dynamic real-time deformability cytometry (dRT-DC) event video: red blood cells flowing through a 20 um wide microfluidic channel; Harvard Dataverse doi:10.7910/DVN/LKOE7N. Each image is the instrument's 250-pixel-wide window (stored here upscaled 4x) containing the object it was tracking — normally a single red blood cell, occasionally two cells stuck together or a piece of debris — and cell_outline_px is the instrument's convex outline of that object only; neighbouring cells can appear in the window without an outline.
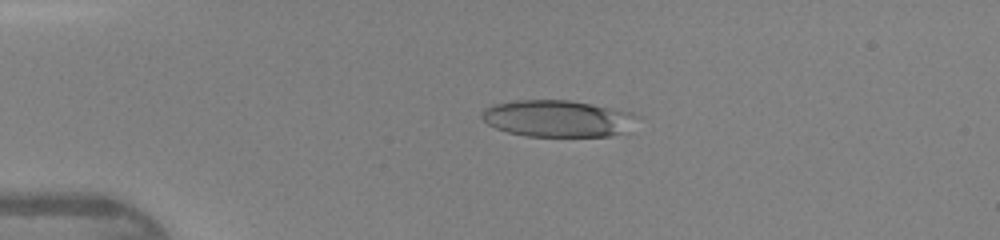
{"species": "human", "species_latin": "Homo sapiens", "temperature_condition": "warm", "stored_images_in_passage": 46, "camera_frame_rate_fps": 3000, "um_per_image_px": 0.085, "donor": {"sex": "female"}, "frame": {"image": 1, "passage_image": 11, "time_ms": 3.333, "image_size_px": [1000, 240], "cell_outline_px": [[640, 116], [620, 132], [612, 136], [528, 136], [508, 132], [496, 128], [488, 124], [480, 116], [480, 112], [484, 108], [492, 104], [516, 100], [568, 100], [592, 104], [632, 112]], "centroid_in_image_um": [47.32, 10.06], "position_along_channel_um": 37.7, "area_um2": 33.0}}
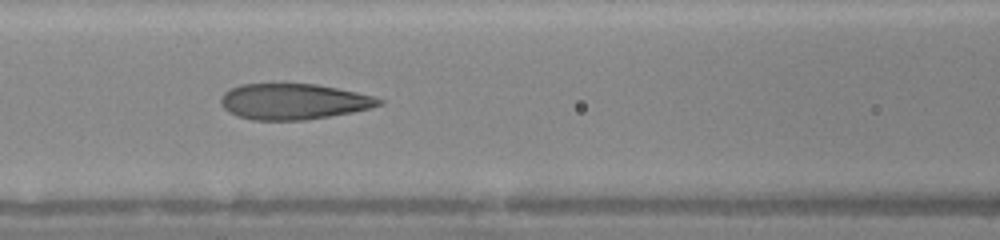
{"frame": {"image": 2, "passage_image": 21, "time_ms": 6.667, "image_size_px": [1000, 240], "cell_outline_px": [[384, 104], [372, 108], [352, 112], [304, 120], [252, 120], [236, 116], [228, 112], [220, 104], [220, 100], [224, 92], [240, 84], [316, 84], [356, 92], [372, 96], [384, 100]], "centroid_in_image_um": [24.94, 8.64], "position_along_channel_um": 141.7, "area_um2": 33.0}}
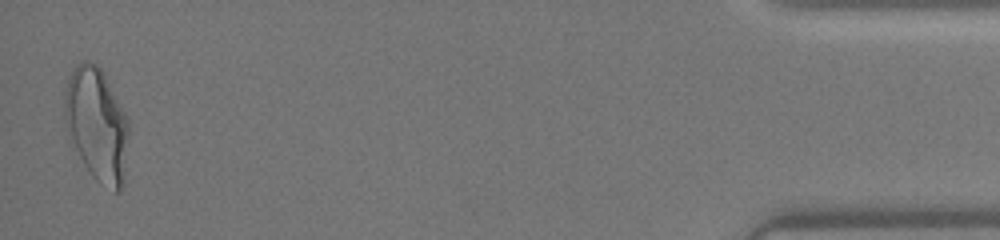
{"frame": {"image": 3, "passage_image": 46, "time_ms": 15.0, "image_size_px": [1000, 240], "cell_outline_px": [[128, 136], [124, 184], [120, 192], [116, 192], [100, 184], [92, 176], [84, 164], [64, 124], [64, 92], [68, 80], [76, 64], [80, 60], [88, 60], [96, 64], [104, 72], [128, 116]], "centroid_in_image_um": [8.25, 10.56], "position_along_channel_um": 427.0, "area_um2": 42.66}, "authors_computed_cell_mechanics": {"area_um2": 34.0442, "velocity_mm_per_s": 4.3772, "shape_relaxation_time_tau1_ms": 8.4434, "shape_relaxation_time_tau2_ms": 0.8422, "deformation_change_tau1": 0.3043, "deformation_change_tau2": 0.096}}